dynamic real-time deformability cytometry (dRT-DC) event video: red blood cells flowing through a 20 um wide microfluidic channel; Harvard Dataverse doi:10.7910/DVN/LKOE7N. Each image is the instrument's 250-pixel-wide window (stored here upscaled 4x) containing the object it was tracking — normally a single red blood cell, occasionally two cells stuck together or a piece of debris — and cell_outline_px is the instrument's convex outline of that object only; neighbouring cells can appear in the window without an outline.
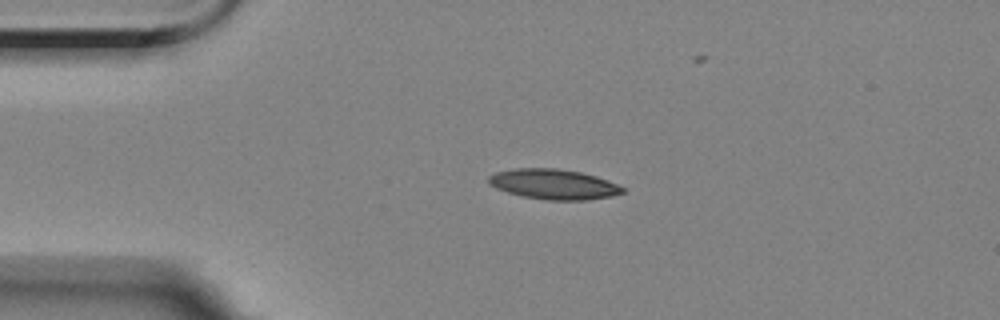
{"species": "Egyptian fruit bat (a non-hibernating species)", "species_latin": "Rousettus aegyptiacus", "temperature_condition": "room temperature", "stored_images_in_passage": 6, "camera_frame_rate_fps": 3000, "um_per_image_px": 0.085, "animal": {"sex": "female"}, "frame": {"image": 1, "passage_image": 3, "time_ms": 2.333, "image_size_px": [1000, 320], "cell_outline_px": [[628, 188], [624, 192], [612, 196], [584, 200], [548, 200], [524, 196], [508, 192], [496, 188], [488, 184], [488, 176], [496, 172], [516, 168], [556, 168], [580, 172], [596, 176], [608, 180]], "centroid_in_image_um": [47.09, 15.65], "position_along_channel_um": 37.9, "area_um2": 23.58}}
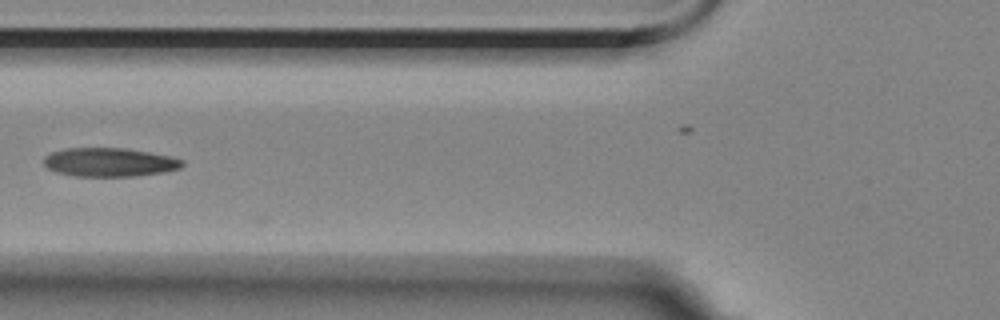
{"frame": {"image": 2, "passage_image": 5, "time_ms": 5.333, "image_size_px": [1000, 320], "cell_outline_px": [[184, 164], [180, 168], [164, 172], [136, 176], [76, 176], [56, 172], [48, 168], [44, 164], [44, 156], [52, 152], [64, 148], [124, 148], [172, 156], [184, 160]], "centroid_in_image_um": [9.32, 13.79], "position_along_channel_um": 116.5, "area_um2": 23.24}}